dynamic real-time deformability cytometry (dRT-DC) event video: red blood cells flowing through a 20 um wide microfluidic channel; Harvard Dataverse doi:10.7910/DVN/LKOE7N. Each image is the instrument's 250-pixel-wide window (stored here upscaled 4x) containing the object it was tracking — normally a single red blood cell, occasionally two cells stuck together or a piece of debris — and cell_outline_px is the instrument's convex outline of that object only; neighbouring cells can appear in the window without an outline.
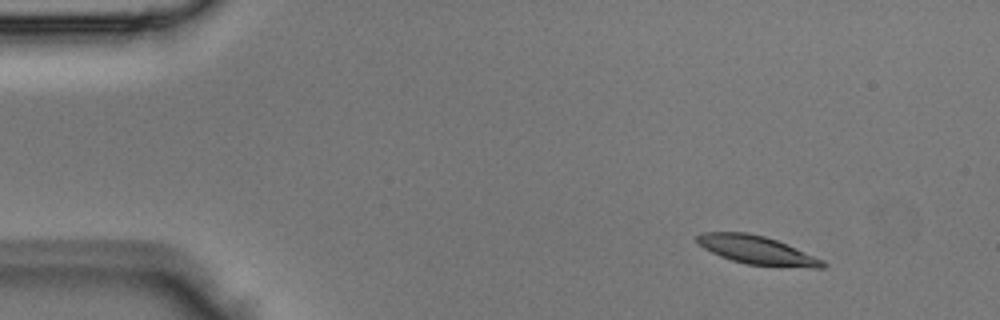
{"species": "Egyptian fruit bat (a non-hibernating species)", "species_latin": "Rousettus aegyptiacus", "temperature_condition": "room temperature", "stored_images_in_passage": 2, "camera_frame_rate_fps": 3000, "um_per_image_px": 0.085, "animal": {"sex": "male"}, "frame": {"image": 1, "passage_image": 2, "time_ms": 0.333, "image_size_px": [1000, 320], "cell_outline_px": [[828, 264], [824, 268], [812, 268], [748, 264], [732, 260], [720, 256], [704, 248], [696, 240], [696, 236], [700, 232], [748, 232], [764, 236], [776, 240], [824, 260]], "centroid_in_image_um": [64.34, 21.26], "position_along_channel_um": 20.7, "area_um2": 20.63}}